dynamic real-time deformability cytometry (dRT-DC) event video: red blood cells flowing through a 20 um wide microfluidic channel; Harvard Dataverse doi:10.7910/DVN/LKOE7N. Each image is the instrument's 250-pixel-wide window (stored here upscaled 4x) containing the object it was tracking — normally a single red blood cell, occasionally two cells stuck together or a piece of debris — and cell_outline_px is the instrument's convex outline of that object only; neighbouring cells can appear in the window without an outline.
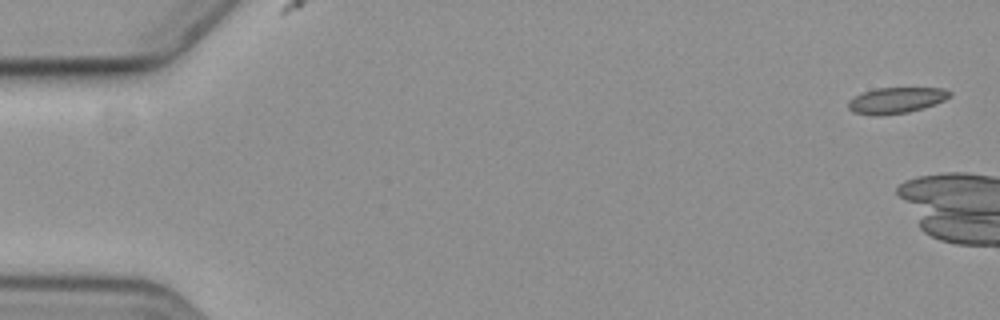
{"species": "common noctule bat (a hibernating species)", "species_latin": "Nyctalus noctula", "temperature_condition": "cold", "stored_images_in_passage": 7, "camera_frame_rate_fps": 3000, "um_per_image_px": 0.085, "animal": {"sex": "female", "body_mass_g": 19.3, "forearm_length_mm": 54.1}, "frame": {"image": 1, "passage_image": 1, "time_ms": 0.0, "image_size_px": [1000, 320], "cell_outline_px": [[952, 96], [944, 100], [908, 112], [876, 116], [852, 112], [848, 108], [848, 100], [860, 92], [876, 88], [944, 88], [952, 92]], "centroid_in_image_um": [76.12, 8.51], "position_along_channel_um": 8.9, "area_um2": 15.37}}